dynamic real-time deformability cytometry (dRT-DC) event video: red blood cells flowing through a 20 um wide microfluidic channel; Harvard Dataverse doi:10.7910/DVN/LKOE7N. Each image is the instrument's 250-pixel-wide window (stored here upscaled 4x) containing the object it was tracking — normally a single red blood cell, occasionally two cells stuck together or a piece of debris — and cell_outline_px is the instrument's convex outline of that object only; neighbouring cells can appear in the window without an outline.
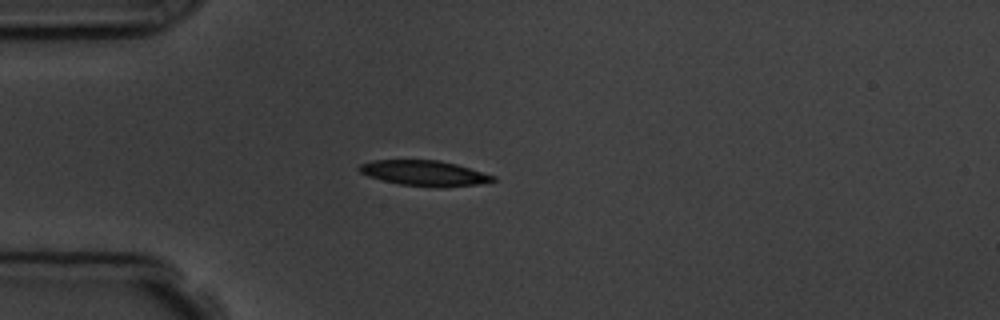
{"species": "common noctule bat (a hibernating species)", "species_latin": "Nyctalus noctula", "temperature_condition": "room temperature", "stored_images_in_passage": 5, "camera_frame_rate_fps": 3000, "um_per_image_px": 0.085, "animal": {"sex": "male", "body_mass_g": 19.5, "forearm_length_mm": 54.6}, "frame": {"image": 1, "passage_image": 4, "time_ms": 3.667, "image_size_px": [1000, 320], "cell_outline_px": [[496, 180], [476, 184], [400, 184], [368, 176], [360, 172], [356, 168], [360, 164], [372, 160], [436, 160], [456, 164], [496, 176]], "centroid_in_image_um": [35.98, 14.65], "position_along_channel_um": 49.0, "area_um2": 18.55}}